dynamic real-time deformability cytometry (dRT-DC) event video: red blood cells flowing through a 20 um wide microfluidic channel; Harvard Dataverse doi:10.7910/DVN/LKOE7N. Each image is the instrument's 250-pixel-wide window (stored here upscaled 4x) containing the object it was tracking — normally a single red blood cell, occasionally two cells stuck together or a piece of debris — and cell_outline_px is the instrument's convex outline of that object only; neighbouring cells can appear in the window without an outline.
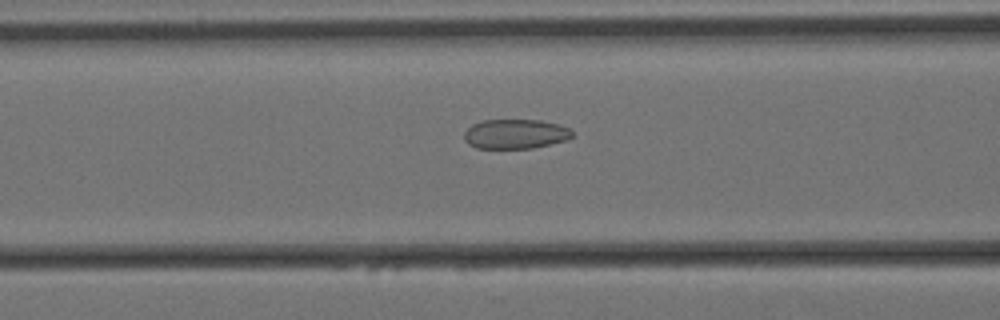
{"species": "Egyptian fruit bat (a non-hibernating species)", "species_latin": "Rousettus aegyptiacus", "temperature_condition": "cold", "stored_images_in_passage": 50, "camera_frame_rate_fps": 3000, "um_per_image_px": 0.085, "animal": {"sex": "female"}, "frame": {"image": 1, "passage_image": 14, "time_ms": 4.333, "image_size_px": [1000, 320], "cell_outline_px": [[572, 136], [568, 140], [532, 148], [476, 148], [468, 144], [464, 140], [464, 132], [472, 124], [484, 120], [540, 120], [560, 124], [568, 128], [572, 132]], "centroid_in_image_um": [43.8, 11.39], "position_along_channel_um": 122.8, "area_um2": 18.67}}
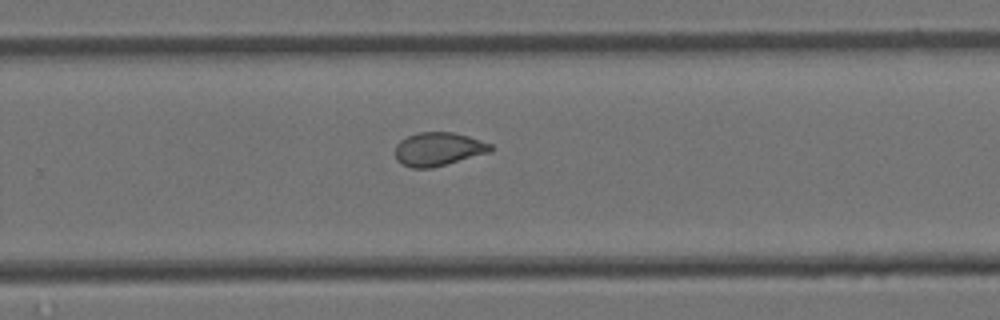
{"frame": {"image": 2, "passage_image": 29, "time_ms": 9.333, "image_size_px": [1000, 320], "cell_outline_px": [[492, 152], [432, 168], [412, 168], [400, 164], [396, 160], [396, 144], [400, 140], [416, 132], [452, 132], [468, 136], [492, 144]], "centroid_in_image_um": [37.25, 12.68], "position_along_channel_um": 292.5, "area_um2": 18.79}}
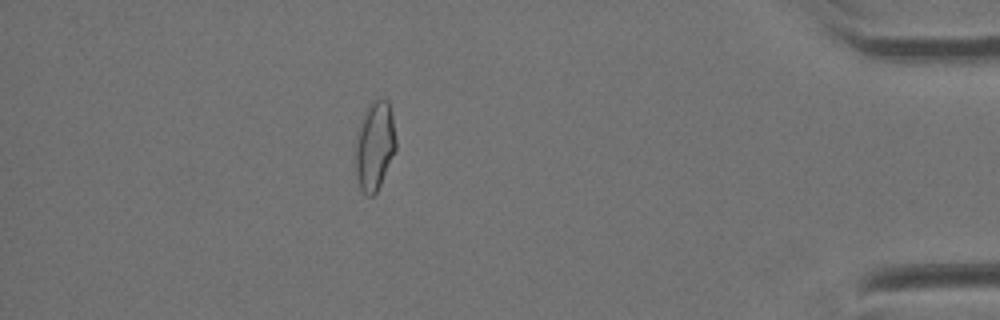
{"frame": {"image": 3, "passage_image": 43, "time_ms": 14.0, "image_size_px": [1000, 320], "cell_outline_px": [[396, 148], [380, 184], [376, 192], [372, 196], [368, 196], [360, 188], [356, 176], [356, 136], [360, 120], [368, 104], [372, 100], [388, 100], [392, 116], [396, 140]], "centroid_in_image_um": [31.83, 12.36], "position_along_channel_um": 403.4, "area_um2": 20.75}, "authors_computed_cell_mechanics": {"area_um2": 19.5075, "velocity_mm_per_s": 3.4092, "shape_relaxation_time_tau1_ms": null, "shape_relaxation_time_tau2_ms": 1.4116, "deformation_change_tau1": null, "deformation_change_tau2": 0.0608}}